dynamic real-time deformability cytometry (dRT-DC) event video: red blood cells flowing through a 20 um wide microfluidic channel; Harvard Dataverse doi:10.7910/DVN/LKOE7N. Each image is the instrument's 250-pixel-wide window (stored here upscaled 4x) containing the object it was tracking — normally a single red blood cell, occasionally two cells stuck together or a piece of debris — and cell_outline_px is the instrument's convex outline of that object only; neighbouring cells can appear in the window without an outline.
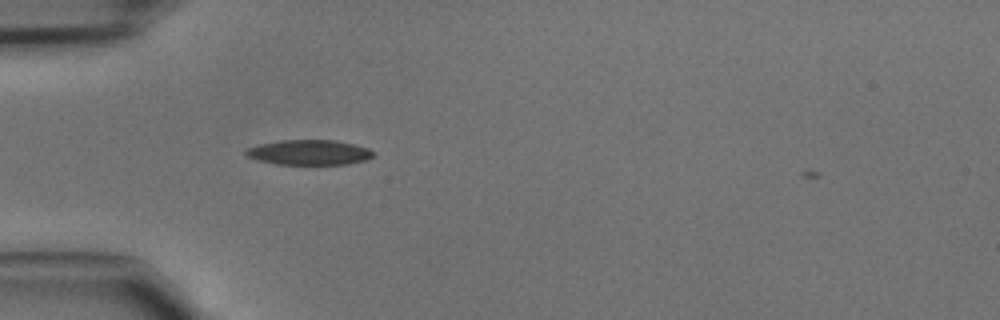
{"species": "common noctule bat (a hibernating species)", "species_latin": "Nyctalus noctula", "temperature_condition": "cold", "stored_images_in_passage": 3, "camera_frame_rate_fps": 3000, "um_per_image_px": 0.085, "animal": {"sex": "male", "body_mass_g": 15.6}, "frame": {"image": 1, "passage_image": 2, "time_ms": 0.333, "image_size_px": [1000, 320], "cell_outline_px": [[372, 156], [368, 160], [348, 164], [276, 164], [256, 160], [248, 156], [244, 152], [248, 148], [260, 144], [280, 140], [336, 140], [368, 148], [372, 152]], "centroid_in_image_um": [26.27, 12.95], "position_along_channel_um": 58.7, "area_um2": 18.5}}